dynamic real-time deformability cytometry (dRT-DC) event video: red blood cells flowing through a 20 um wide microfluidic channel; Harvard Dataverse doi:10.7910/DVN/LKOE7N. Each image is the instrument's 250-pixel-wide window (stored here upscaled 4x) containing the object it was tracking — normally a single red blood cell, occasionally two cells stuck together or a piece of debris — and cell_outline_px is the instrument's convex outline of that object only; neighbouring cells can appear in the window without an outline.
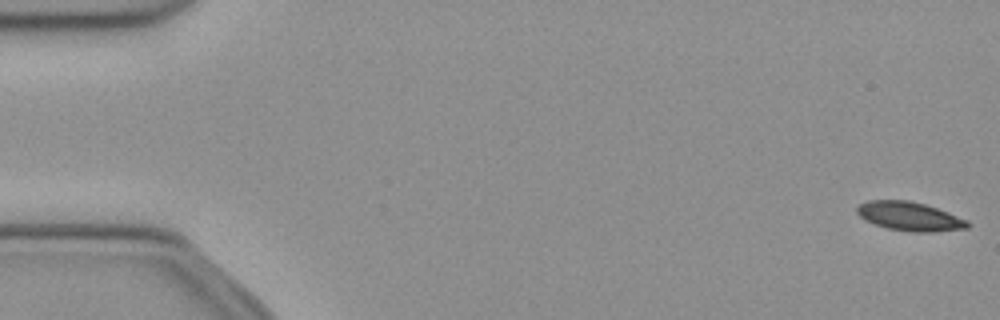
{"species": "common noctule bat (a hibernating species)", "species_latin": "Nyctalus noctula", "temperature_condition": "cold", "stored_images_in_passage": 52, "camera_frame_rate_fps": 3000, "um_per_image_px": 0.085, "animal": {"sex": "female", "body_mass_g": 21.9}, "frame": {"image": 1, "passage_image": 1, "time_ms": 0.0, "image_size_px": [1000, 320], "cell_outline_px": [[972, 224], [968, 228], [936, 232], [912, 232], [888, 228], [864, 220], [856, 212], [856, 208], [860, 204], [868, 200], [908, 200], [924, 204], [948, 212], [968, 220]], "centroid_in_image_um": [77.34, 18.39], "position_along_channel_um": 7.7, "area_um2": 18.67}}
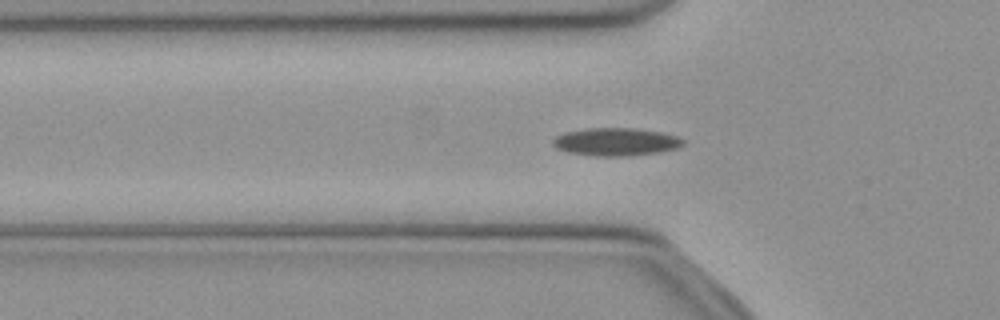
{"frame": {"image": 2, "passage_image": 17, "time_ms": 5.333, "image_size_px": [1000, 320], "cell_outline_px": [[684, 144], [676, 148], [660, 152], [628, 156], [592, 156], [568, 152], [556, 148], [552, 144], [552, 140], [556, 136], [564, 132], [584, 128], [636, 128], [660, 132], [676, 136], [684, 140]], "centroid_in_image_um": [52.32, 12.05], "position_along_channel_um": 73.5, "area_um2": 21.27}}
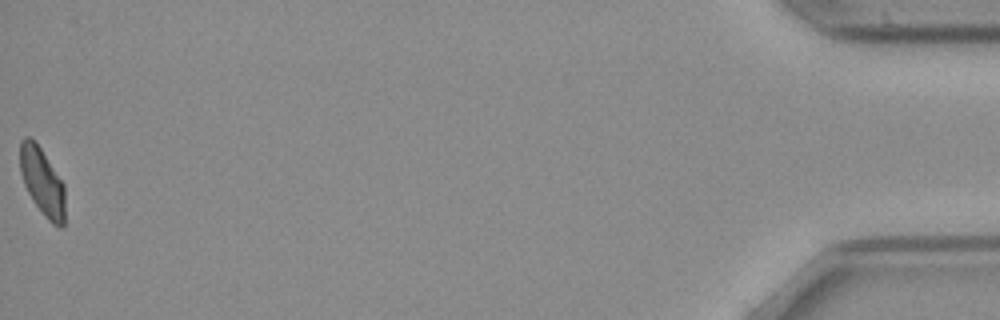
{"frame": {"image": 3, "passage_image": 52, "time_ms": 17.0, "image_size_px": [1000, 320], "cell_outline_px": [[64, 228], [60, 228], [52, 224], [44, 216], [32, 200], [24, 184], [20, 172], [20, 140], [24, 136], [28, 136], [40, 148], [64, 184]], "centroid_in_image_um": [3.58, 15.48], "position_along_channel_um": 431.6, "area_um2": 17.63}}